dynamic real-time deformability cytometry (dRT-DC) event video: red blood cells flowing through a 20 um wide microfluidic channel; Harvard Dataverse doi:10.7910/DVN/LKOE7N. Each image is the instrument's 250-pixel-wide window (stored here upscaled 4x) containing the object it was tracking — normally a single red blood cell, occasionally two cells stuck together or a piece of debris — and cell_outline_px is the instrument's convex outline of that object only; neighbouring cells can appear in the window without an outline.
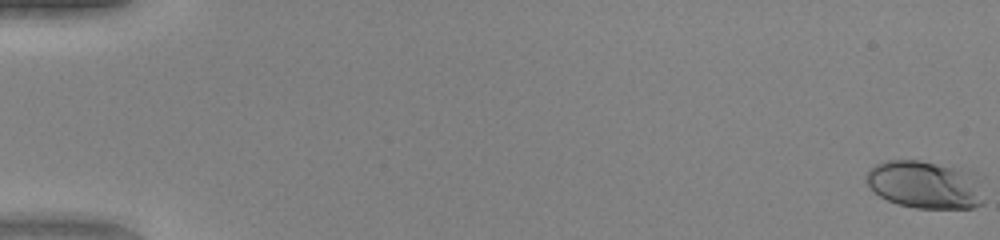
{"species": "human", "species_latin": "Homo sapiens", "temperature_condition": "warm", "stored_images_in_passage": 52, "camera_frame_rate_fps": 3000, "um_per_image_px": 0.085, "donor": {"sex": "female"}, "frame": {"image": 1, "passage_image": 1, "time_ms": 0.0, "image_size_px": [1000, 240], "cell_outline_px": [[984, 204], [972, 208], [916, 208], [896, 204], [880, 196], [864, 180], [864, 176], [876, 164], [884, 160], [920, 160], [968, 168], [984, 176]], "centroid_in_image_um": [78.78, 15.67], "position_along_channel_um": 6.2, "area_um2": 34.16}}
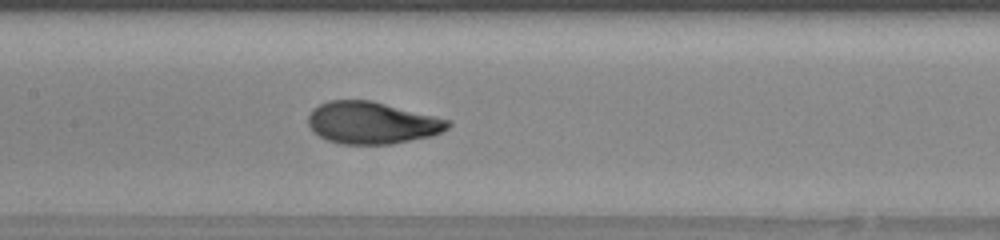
{"frame": {"image": 2, "passage_image": 27, "time_ms": 8.667, "image_size_px": [1000, 240], "cell_outline_px": [[452, 124], [444, 132], [432, 136], [392, 144], [340, 144], [328, 140], [320, 136], [308, 124], [308, 116], [312, 108], [328, 100], [372, 100], [452, 120]], "centroid_in_image_um": [31.66, 10.43], "position_along_channel_um": 175.7, "area_um2": 34.51}}
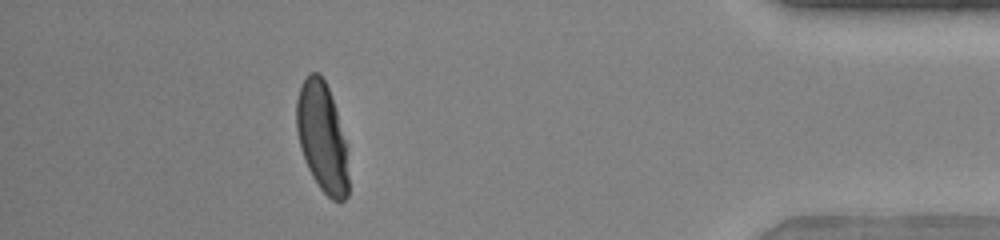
{"frame": {"image": 3, "passage_image": 47, "time_ms": 15.333, "image_size_px": [1000, 240], "cell_outline_px": [[348, 196], [344, 200], [332, 200], [320, 188], [312, 176], [304, 160], [300, 148], [296, 132], [296, 100], [300, 88], [308, 72], [320, 72], [328, 88], [336, 112], [344, 140], [348, 176]], "centroid_in_image_um": [27.34, 11.66], "position_along_channel_um": 407.9, "area_um2": 32.77}, "authors_computed_cell_mechanics": {"area_um2": 33.7841, "velocity_mm_per_s": 4.143, "shape_relaxation_time_tau1_ms": 5.8089, "shape_relaxation_time_tau2_ms": null, "deformation_change_tau1": 0.26, "deformation_change_tau2": null}}